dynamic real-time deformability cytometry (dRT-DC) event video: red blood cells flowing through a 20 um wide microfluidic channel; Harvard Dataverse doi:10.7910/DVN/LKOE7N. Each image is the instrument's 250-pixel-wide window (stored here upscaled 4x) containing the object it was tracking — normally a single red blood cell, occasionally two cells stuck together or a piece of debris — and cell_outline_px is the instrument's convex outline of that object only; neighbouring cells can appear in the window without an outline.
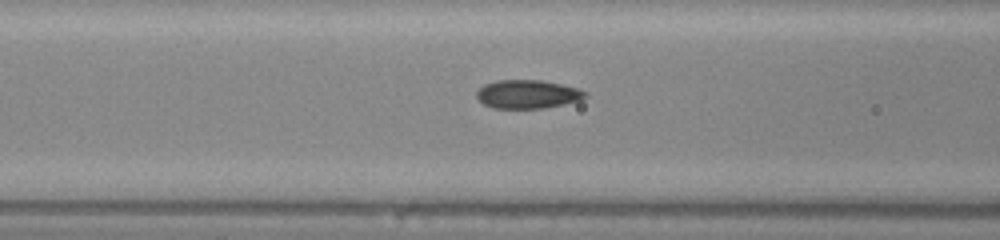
{"species": "common noctule bat (a hibernating species)", "species_latin": "Nyctalus noctula", "temperature_condition": "warm", "stored_images_in_passage": 6, "camera_frame_rate_fps": 3000, "um_per_image_px": 0.085, "animal": {"sex": "male", "body_mass_g": 20.0, "forearm_length_mm": 53.3}, "frame": {"image": 1, "passage_image": 5, "time_ms": 1.333, "image_size_px": [1000, 240], "cell_outline_px": [[588, 96], [580, 100], [564, 104], [544, 108], [492, 108], [484, 104], [476, 96], [476, 92], [484, 84], [496, 80], [540, 80], [580, 88], [588, 92]], "centroid_in_image_um": [44.87, 8.0], "position_along_channel_um": 121.7, "area_um2": 18.15}}